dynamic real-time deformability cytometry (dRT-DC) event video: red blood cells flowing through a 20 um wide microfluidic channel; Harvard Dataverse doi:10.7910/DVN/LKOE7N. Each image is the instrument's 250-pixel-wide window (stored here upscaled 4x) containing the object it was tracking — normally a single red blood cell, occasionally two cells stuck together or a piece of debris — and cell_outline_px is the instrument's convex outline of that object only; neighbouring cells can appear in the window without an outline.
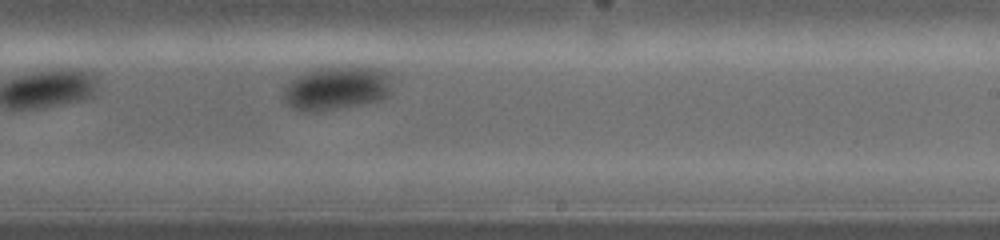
{"species": "common noctule bat (a hibernating species)", "species_latin": "Nyctalus noctula", "temperature_condition": "warm", "stored_images_in_passage": 14, "camera_frame_rate_fps": 5000, "um_per_image_px": 0.085, "animal": {"sex": "female", "body_mass_g": 19.0, "forearm_length_mm": 53.3}, "frame": {"image": 1, "passage_image": 14, "time_ms": 3.8, "image_size_px": [1000, 240], "cell_outline_px": [[388, 92], [380, 100], [336, 108], [312, 112], [300, 112], [292, 108], [284, 100], [284, 88], [308, 72], [320, 68], [384, 68], [388, 88]], "centroid_in_image_um": [28.55, 7.53], "position_along_channel_um": 260.4, "area_um2": 26.13}}